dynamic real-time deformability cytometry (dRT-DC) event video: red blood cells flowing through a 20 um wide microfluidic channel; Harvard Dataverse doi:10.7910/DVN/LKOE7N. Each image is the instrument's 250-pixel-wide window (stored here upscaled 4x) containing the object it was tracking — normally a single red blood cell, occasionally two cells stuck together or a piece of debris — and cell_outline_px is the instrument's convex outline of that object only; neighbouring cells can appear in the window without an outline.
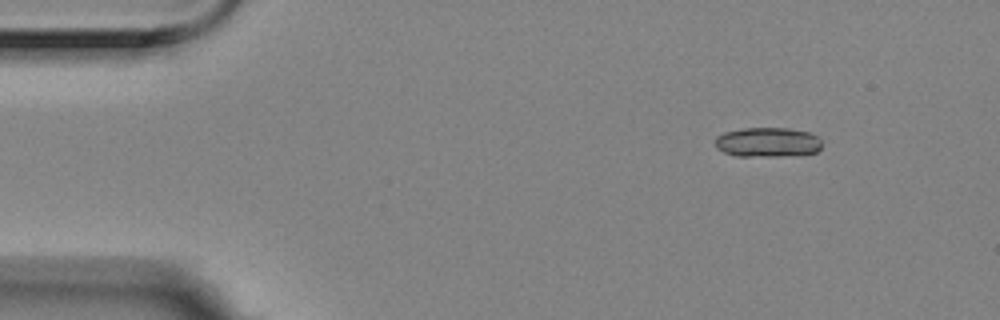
{"species": "Egyptian fruit bat (a non-hibernating species)", "species_latin": "Rousettus aegyptiacus", "temperature_condition": "room temperature", "stored_images_in_passage": 4, "camera_frame_rate_fps": 3000, "um_per_image_px": 0.085, "animal": {"sex": "female"}, "frame": {"image": 1, "passage_image": 1, "time_ms": 0.0, "image_size_px": [1000, 320], "cell_outline_px": [[820, 148], [816, 152], [796, 156], [736, 156], [724, 152], [716, 148], [716, 136], [724, 132], [744, 128], [788, 128], [808, 132], [816, 136], [820, 140]], "centroid_in_image_um": [65.24, 12.1], "position_along_channel_um": 19.8, "area_um2": 18.5}}